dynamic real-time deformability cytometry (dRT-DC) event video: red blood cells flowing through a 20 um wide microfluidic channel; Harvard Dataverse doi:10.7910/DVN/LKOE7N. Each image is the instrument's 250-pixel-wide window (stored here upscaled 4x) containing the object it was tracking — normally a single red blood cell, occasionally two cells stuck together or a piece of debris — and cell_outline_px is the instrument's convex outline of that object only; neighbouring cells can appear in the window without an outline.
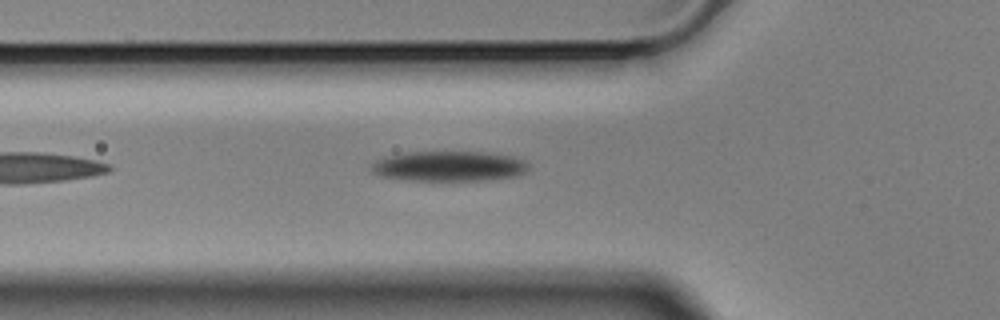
{"species": "Egyptian fruit bat (a non-hibernating species)", "species_latin": "Rousettus aegyptiacus", "temperature_condition": "cold", "stored_images_in_passage": 6, "camera_frame_rate_fps": 3000, "um_per_image_px": 0.085, "animal": {"sex": "male"}, "frame": {"image": 1, "passage_image": 6, "time_ms": 1.667, "image_size_px": [1000, 320], "cell_outline_px": [[532, 168], [520, 176], [488, 180], [408, 180], [380, 176], [372, 172], [372, 164], [376, 160], [384, 156], [404, 152], [492, 152], [516, 156], [532, 164]], "centroid_in_image_um": [38.27, 14.12], "position_along_channel_um": 87.5, "area_um2": 28.26}}